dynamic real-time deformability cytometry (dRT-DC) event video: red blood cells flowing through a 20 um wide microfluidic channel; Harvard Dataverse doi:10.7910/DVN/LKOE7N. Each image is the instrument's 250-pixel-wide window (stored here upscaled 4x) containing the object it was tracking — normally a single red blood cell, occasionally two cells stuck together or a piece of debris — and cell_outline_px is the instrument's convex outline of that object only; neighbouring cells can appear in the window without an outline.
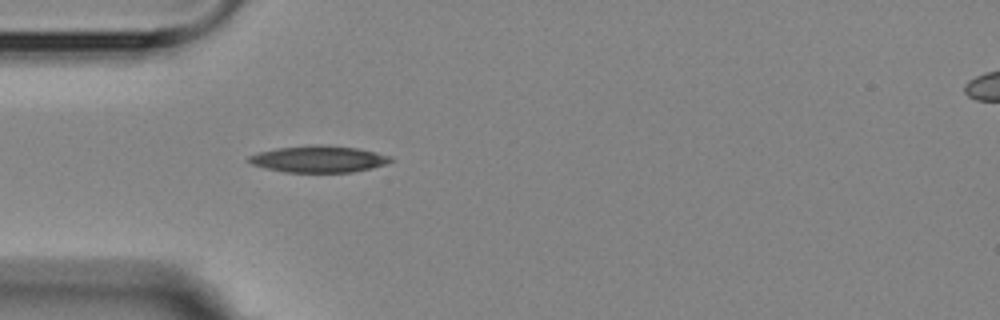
{"species": "Egyptian fruit bat (a non-hibernating species)", "species_latin": "Rousettus aegyptiacus", "temperature_condition": "room temperature", "stored_images_in_passage": 1, "camera_frame_rate_fps": 3000, "um_per_image_px": 0.085, "animal": {"sex": "female"}, "frame": {"image": 1, "passage_image": 1, "time_ms": 0.0, "image_size_px": [1000, 320], "cell_outline_px": [[392, 160], [384, 164], [372, 168], [352, 172], [284, 172], [252, 164], [244, 160], [248, 156], [260, 152], [276, 148], [312, 144], [320, 144], [356, 148], [376, 152], [392, 156]], "centroid_in_image_um": [27.06, 13.51], "position_along_channel_um": 57.9, "area_um2": 22.02}}